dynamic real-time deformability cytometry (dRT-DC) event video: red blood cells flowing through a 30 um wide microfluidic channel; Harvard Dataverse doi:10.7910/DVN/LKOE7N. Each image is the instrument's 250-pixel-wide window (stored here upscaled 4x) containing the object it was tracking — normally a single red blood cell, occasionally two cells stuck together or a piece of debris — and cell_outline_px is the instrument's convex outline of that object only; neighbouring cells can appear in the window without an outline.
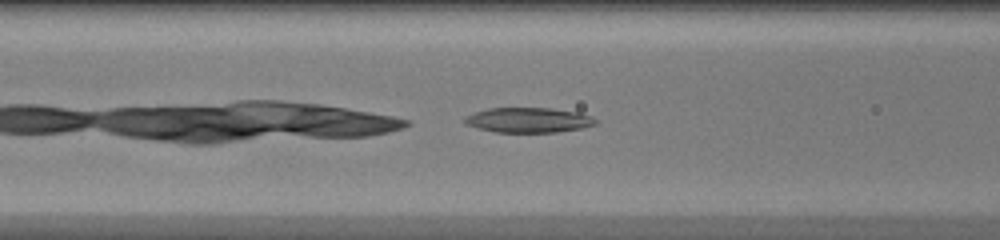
{"species": "common noctule bat (a hibernating species)", "species_latin": "Nyctalus noctula", "temperature_condition": "warm", "stored_images_in_passage": 30, "camera_frame_rate_fps": 3000, "um_per_image_px": 0.085, "animal": {"sex": "female", "body_mass_g": 20.0, "forearm_length_mm": 54.0}, "frame": {"image": 1, "passage_image": 4, "time_ms": 1.0, "image_size_px": [1000, 240], "cell_outline_px": [[596, 124], [584, 128], [556, 132], [496, 132], [476, 128], [464, 124], [464, 116], [488, 108], [552, 108], [580, 112], [592, 116], [596, 120]], "centroid_in_image_um": [44.92, 10.2], "position_along_channel_um": 121.7, "area_um2": 19.25}}
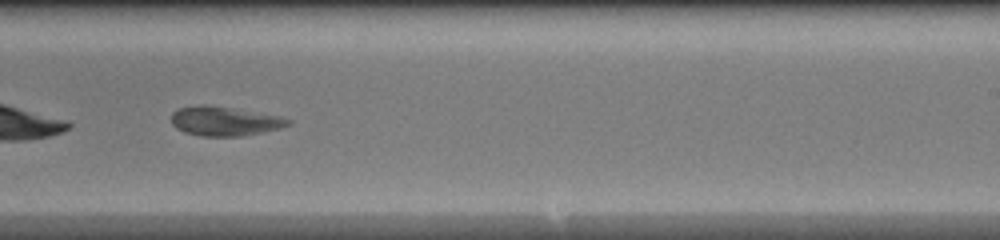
{"frame": {"image": 2, "passage_image": 14, "time_ms": 4.333, "image_size_px": [1000, 240], "cell_outline_px": [[292, 124], [280, 128], [264, 132], [240, 136], [200, 136], [184, 132], [176, 128], [172, 124], [172, 112], [180, 108], [196, 104], [204, 104], [232, 108], [280, 116], [292, 120]], "centroid_in_image_um": [19.09, 10.3], "position_along_channel_um": 269.9, "area_um2": 20.0}}
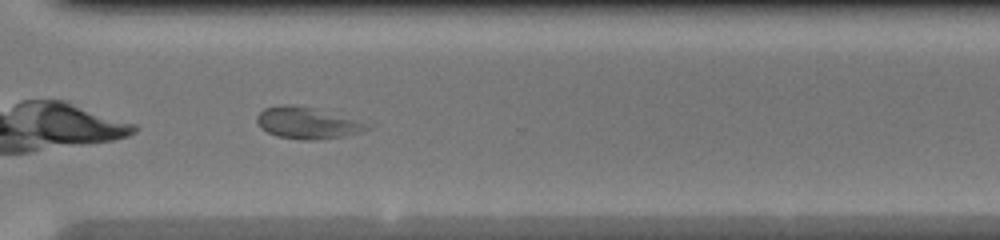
{"frame": {"image": 3, "passage_image": 19, "time_ms": 6.0, "image_size_px": [1000, 240], "cell_outline_px": [[376, 124], [372, 128], [360, 132], [344, 136], [312, 140], [304, 140], [276, 136], [260, 128], [256, 120], [256, 116], [264, 108], [280, 104], [288, 104], [312, 108]], "centroid_in_image_um": [26.15, 10.45], "position_along_channel_um": 344.4, "area_um2": 20.4}}